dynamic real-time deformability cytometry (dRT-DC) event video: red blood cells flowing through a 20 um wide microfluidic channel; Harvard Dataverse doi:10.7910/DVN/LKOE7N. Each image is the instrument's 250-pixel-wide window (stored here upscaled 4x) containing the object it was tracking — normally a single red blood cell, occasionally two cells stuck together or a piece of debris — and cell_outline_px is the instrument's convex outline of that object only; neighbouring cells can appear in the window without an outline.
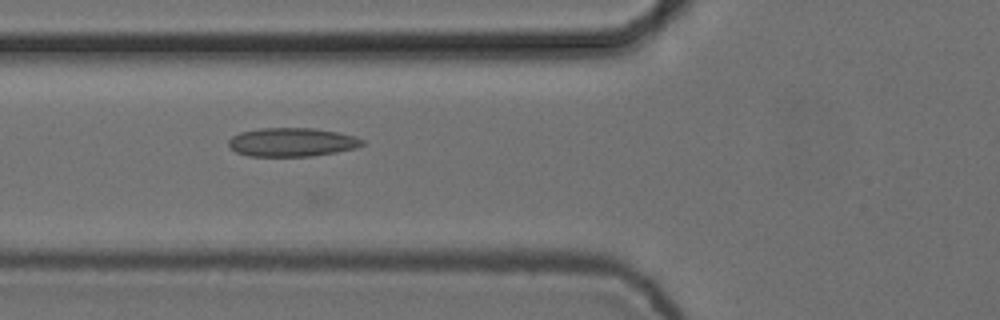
{"species": "common noctule bat (a hibernating species)", "species_latin": "Nyctalus noctula", "temperature_condition": "cold", "stored_images_in_passage": 8, "camera_frame_rate_fps": 3000, "um_per_image_px": 0.085, "animal": {"sex": "female", "body_mass_g": 24.6, "forearm_length_mm": 56.2}, "frame": {"image": 1, "passage_image": 6, "time_ms": 1.667, "image_size_px": [1000, 320], "cell_outline_px": [[364, 144], [356, 148], [336, 152], [312, 156], [248, 156], [236, 152], [228, 144], [228, 140], [232, 136], [240, 132], [260, 128], [316, 128], [336, 132], [352, 136], [364, 140]], "centroid_in_image_um": [24.79, 12.08], "position_along_channel_um": 101.0, "area_um2": 22.31}}
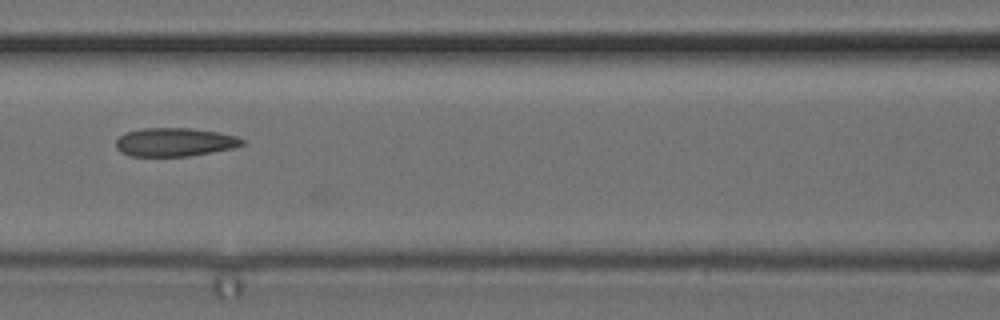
{"frame": {"image": 2, "passage_image": 7, "time_ms": 2.0, "image_size_px": [1000, 320], "cell_outline_px": [[244, 144], [232, 148], [212, 152], [188, 156], [132, 156], [120, 152], [116, 148], [116, 140], [120, 136], [128, 132], [140, 128], [192, 128], [216, 132], [236, 136], [244, 140]], "centroid_in_image_um": [14.83, 12.08], "position_along_channel_um": 151.8, "area_um2": 20.87}}
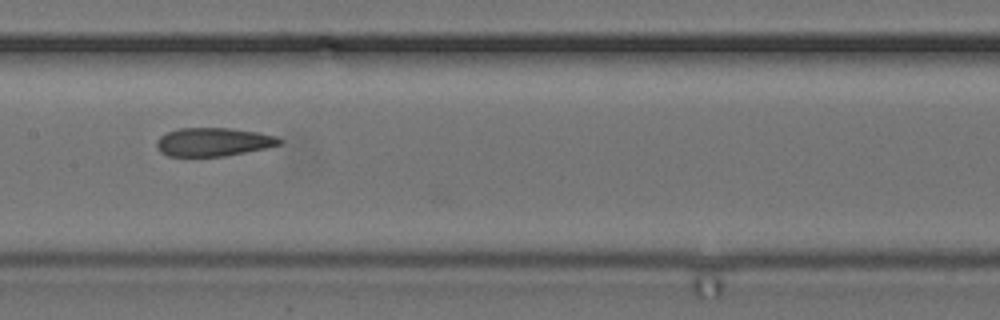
{"frame": {"image": 3, "passage_image": 8, "time_ms": 2.333, "image_size_px": [1000, 320], "cell_outline_px": [[284, 140], [280, 144], [268, 148], [224, 156], [168, 156], [160, 152], [156, 148], [156, 140], [160, 136], [168, 132], [180, 128], [232, 128], [256, 132], [276, 136]], "centroid_in_image_um": [18.13, 12.07], "position_along_channel_um": 189.3, "area_um2": 20.46}}